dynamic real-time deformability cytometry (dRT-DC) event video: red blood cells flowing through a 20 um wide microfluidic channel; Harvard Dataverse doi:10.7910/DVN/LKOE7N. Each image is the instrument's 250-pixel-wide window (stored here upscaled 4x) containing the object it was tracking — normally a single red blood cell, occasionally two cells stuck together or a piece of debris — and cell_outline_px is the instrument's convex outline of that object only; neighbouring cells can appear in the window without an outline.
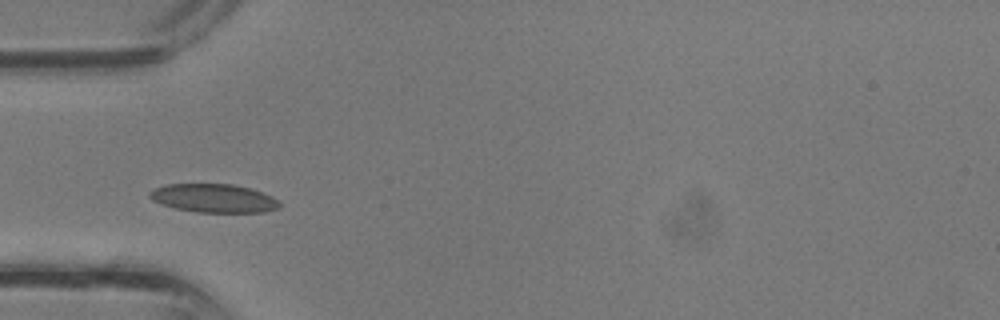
{"species": "common noctule bat (a hibernating species)", "species_latin": "Nyctalus noctula", "temperature_condition": "room temperature", "stored_images_in_passage": 26, "camera_frame_rate_fps": 3000, "um_per_image_px": 0.085, "animal": {"sex": "male", "body_mass_g": 13.3}, "frame": {"image": 1, "passage_image": 1, "time_ms": 0.0, "image_size_px": [1000, 320], "cell_outline_px": [[280, 208], [264, 212], [196, 212], [176, 208], [160, 204], [152, 200], [148, 196], [148, 192], [164, 184], [232, 184], [248, 188], [272, 196], [280, 200]], "centroid_in_image_um": [18.16, 16.85], "position_along_channel_um": 66.8, "area_um2": 21.62}}
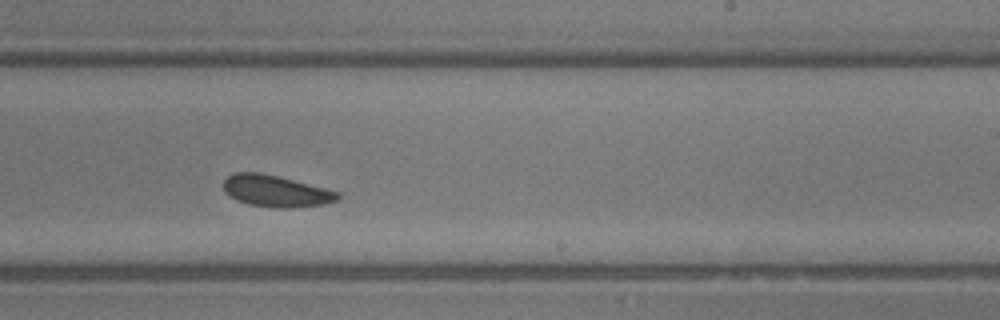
{"frame": {"image": 2, "passage_image": 12, "time_ms": 3.667, "image_size_px": [1000, 320], "cell_outline_px": [[340, 200], [324, 204], [292, 208], [276, 208], [248, 204], [236, 200], [228, 196], [224, 192], [224, 180], [232, 172], [260, 172], [280, 176], [340, 192]], "centroid_in_image_um": [23.45, 16.24], "position_along_channel_um": 265.6, "area_um2": 21.39}}
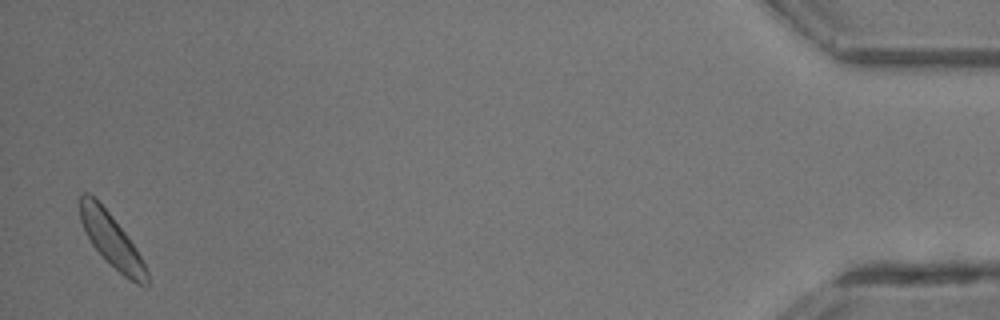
{"frame": {"image": 3, "passage_image": 26, "time_ms": 8.333, "image_size_px": [1000, 320], "cell_outline_px": [[148, 284], [136, 284], [124, 276], [92, 244], [80, 220], [80, 192], [88, 192], [112, 216], [136, 248], [148, 272]], "centroid_in_image_um": [9.47, 20.4], "position_along_channel_um": 425.7, "area_um2": 19.88}}